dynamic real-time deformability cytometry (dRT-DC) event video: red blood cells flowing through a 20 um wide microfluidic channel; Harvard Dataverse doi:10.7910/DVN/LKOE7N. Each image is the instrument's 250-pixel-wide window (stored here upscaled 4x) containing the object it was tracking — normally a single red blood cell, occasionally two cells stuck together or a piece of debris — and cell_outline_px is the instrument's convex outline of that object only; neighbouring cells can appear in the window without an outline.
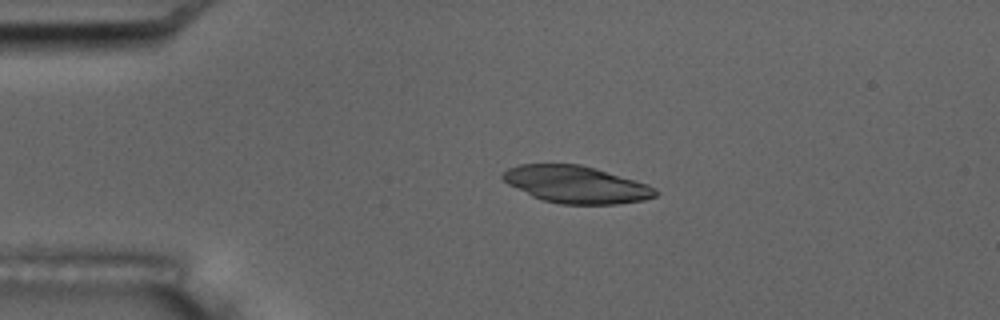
{"species": "common noctule bat (a hibernating species)", "species_latin": "Nyctalus noctula", "temperature_condition": "room temperature", "stored_images_in_passage": 4, "camera_frame_rate_fps": 3000, "um_per_image_px": 0.085, "animal": {"sex": "male", "body_mass_g": 17.5, "forearm_length_mm": 52.3}, "frame": {"image": 1, "passage_image": 2, "time_ms": 1.333, "image_size_px": [1000, 320], "cell_outline_px": [[660, 192], [656, 196], [644, 200], [616, 204], [560, 204], [544, 200], [532, 196], [508, 184], [500, 176], [508, 168], [520, 164], [580, 164], [596, 168], [636, 180], [648, 184], [656, 188]], "centroid_in_image_um": [49.01, 15.68], "position_along_channel_um": 36.0, "area_um2": 33.12}}